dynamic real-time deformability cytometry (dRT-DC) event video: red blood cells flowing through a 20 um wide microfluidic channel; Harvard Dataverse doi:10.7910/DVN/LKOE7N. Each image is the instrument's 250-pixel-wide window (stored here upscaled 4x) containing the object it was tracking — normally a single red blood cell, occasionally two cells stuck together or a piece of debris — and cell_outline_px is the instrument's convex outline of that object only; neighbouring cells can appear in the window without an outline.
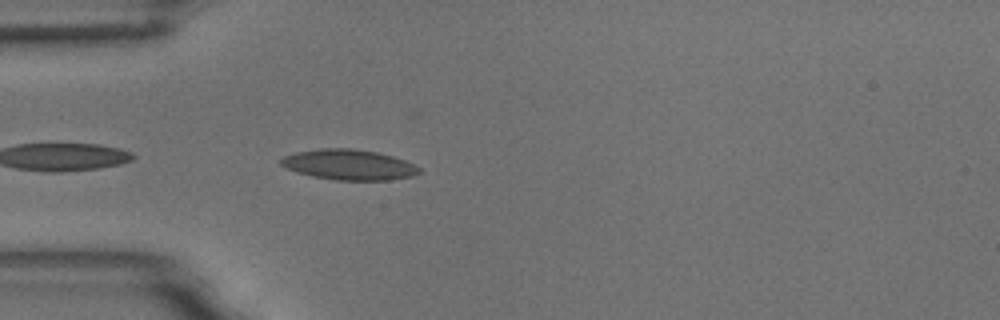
{"species": "common noctule bat (a hibernating species)", "species_latin": "Nyctalus noctula", "temperature_condition": "room temperature", "stored_images_in_passage": 7, "camera_frame_rate_fps": 3000, "um_per_image_px": 0.085, "animal": {"sex": "male", "body_mass_g": 18.8}, "frame": {"image": 1, "passage_image": 7, "time_ms": 2.0, "image_size_px": [1000, 320], "cell_outline_px": [[420, 172], [412, 176], [388, 180], [336, 180], [312, 176], [296, 172], [280, 164], [280, 160], [284, 156], [296, 152], [320, 148], [352, 148], [376, 152], [392, 156], [404, 160], [420, 168]], "centroid_in_image_um": [29.64, 14.0], "position_along_channel_um": 55.4, "area_um2": 24.33}}